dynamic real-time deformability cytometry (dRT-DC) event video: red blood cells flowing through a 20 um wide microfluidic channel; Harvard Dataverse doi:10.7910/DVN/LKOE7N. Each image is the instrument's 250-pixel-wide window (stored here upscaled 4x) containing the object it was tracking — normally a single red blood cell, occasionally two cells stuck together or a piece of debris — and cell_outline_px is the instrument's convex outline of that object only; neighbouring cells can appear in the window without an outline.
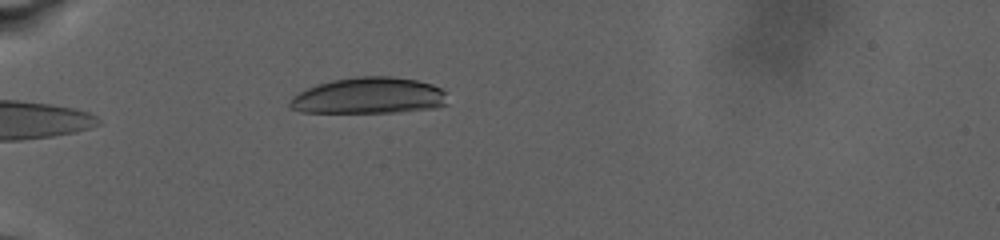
{"species": "human", "species_latin": "Homo sapiens", "temperature_condition": "warm", "stored_images_in_passage": 53, "camera_frame_rate_fps": 3000, "um_per_image_px": 0.085, "donor": {"sex": "male"}, "frame": {"image": 1, "passage_image": 2, "time_ms": 1.0, "image_size_px": [1000, 240], "cell_outline_px": [[448, 104], [436, 108], [396, 112], [300, 112], [288, 108], [288, 104], [292, 96], [316, 84], [332, 80], [356, 76], [392, 76], [416, 80], [432, 84], [440, 88], [444, 92]], "centroid_in_image_um": [31.34, 8.14], "position_along_channel_um": 53.7, "area_um2": 33.52}}
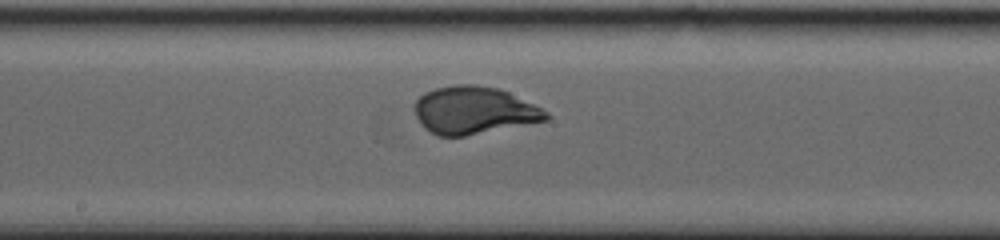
{"frame": {"image": 2, "passage_image": 21, "time_ms": 8.333, "image_size_px": [1000, 240], "cell_outline_px": [[552, 116], [548, 120], [464, 136], [436, 136], [424, 128], [420, 124], [412, 108], [412, 104], [424, 92], [436, 88], [456, 84], [476, 84], [500, 88], [548, 112]], "centroid_in_image_um": [40.23, 9.37], "position_along_channel_um": 208.0, "area_um2": 36.65}}
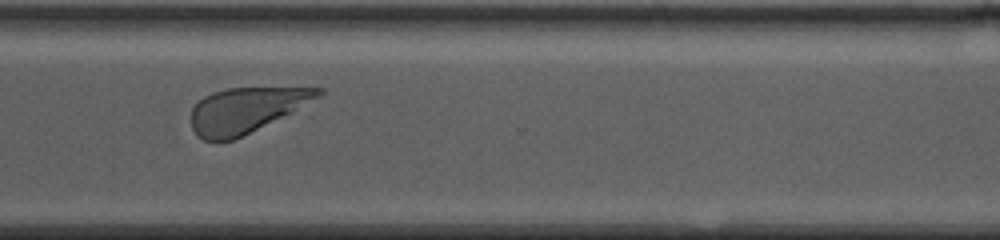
{"frame": {"image": 3, "passage_image": 39, "time_ms": 14.0, "image_size_px": [1000, 240], "cell_outline_px": [[324, 92], [320, 96], [292, 112], [232, 140], [204, 140], [196, 136], [192, 128], [192, 108], [204, 96], [212, 92], [228, 88], [324, 88]], "centroid_in_image_um": [20.88, 9.35], "position_along_channel_um": 349.7, "area_um2": 32.77}, "authors_computed_cell_mechanics": {"area_um2": 36.1828, "velocity_mm_per_s": 2.4944, "shape_relaxation_time_tau1_ms": 6.9592, "shape_relaxation_time_tau2_ms": null, "deformation_change_tau1": 0.3325, "deformation_change_tau2": null}}